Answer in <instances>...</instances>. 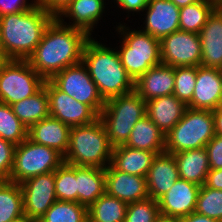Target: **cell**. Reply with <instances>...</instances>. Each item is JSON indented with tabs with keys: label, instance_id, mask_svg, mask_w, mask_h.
<instances>
[{
	"label": "cell",
	"instance_id": "obj_11",
	"mask_svg": "<svg viewBox=\"0 0 222 222\" xmlns=\"http://www.w3.org/2000/svg\"><path fill=\"white\" fill-rule=\"evenodd\" d=\"M161 64L172 67L201 66L200 36L187 31H175L160 40Z\"/></svg>",
	"mask_w": 222,
	"mask_h": 222
},
{
	"label": "cell",
	"instance_id": "obj_29",
	"mask_svg": "<svg viewBox=\"0 0 222 222\" xmlns=\"http://www.w3.org/2000/svg\"><path fill=\"white\" fill-rule=\"evenodd\" d=\"M128 204L107 194L88 207V222H124Z\"/></svg>",
	"mask_w": 222,
	"mask_h": 222
},
{
	"label": "cell",
	"instance_id": "obj_12",
	"mask_svg": "<svg viewBox=\"0 0 222 222\" xmlns=\"http://www.w3.org/2000/svg\"><path fill=\"white\" fill-rule=\"evenodd\" d=\"M25 217L39 221L57 201L54 171L37 175L20 183Z\"/></svg>",
	"mask_w": 222,
	"mask_h": 222
},
{
	"label": "cell",
	"instance_id": "obj_25",
	"mask_svg": "<svg viewBox=\"0 0 222 222\" xmlns=\"http://www.w3.org/2000/svg\"><path fill=\"white\" fill-rule=\"evenodd\" d=\"M180 179L202 186L210 171L206 148L190 149L173 154Z\"/></svg>",
	"mask_w": 222,
	"mask_h": 222
},
{
	"label": "cell",
	"instance_id": "obj_31",
	"mask_svg": "<svg viewBox=\"0 0 222 222\" xmlns=\"http://www.w3.org/2000/svg\"><path fill=\"white\" fill-rule=\"evenodd\" d=\"M217 6V0H200L180 8L179 29L199 34L210 14Z\"/></svg>",
	"mask_w": 222,
	"mask_h": 222
},
{
	"label": "cell",
	"instance_id": "obj_18",
	"mask_svg": "<svg viewBox=\"0 0 222 222\" xmlns=\"http://www.w3.org/2000/svg\"><path fill=\"white\" fill-rule=\"evenodd\" d=\"M202 47L201 66H222V9L217 6L199 33Z\"/></svg>",
	"mask_w": 222,
	"mask_h": 222
},
{
	"label": "cell",
	"instance_id": "obj_13",
	"mask_svg": "<svg viewBox=\"0 0 222 222\" xmlns=\"http://www.w3.org/2000/svg\"><path fill=\"white\" fill-rule=\"evenodd\" d=\"M50 116L72 126L88 125L99 116L86 104L76 101L59 90L50 80H46Z\"/></svg>",
	"mask_w": 222,
	"mask_h": 222
},
{
	"label": "cell",
	"instance_id": "obj_47",
	"mask_svg": "<svg viewBox=\"0 0 222 222\" xmlns=\"http://www.w3.org/2000/svg\"><path fill=\"white\" fill-rule=\"evenodd\" d=\"M9 61L10 58L6 55V53L4 51H0V71Z\"/></svg>",
	"mask_w": 222,
	"mask_h": 222
},
{
	"label": "cell",
	"instance_id": "obj_21",
	"mask_svg": "<svg viewBox=\"0 0 222 222\" xmlns=\"http://www.w3.org/2000/svg\"><path fill=\"white\" fill-rule=\"evenodd\" d=\"M180 179L173 154L156 155L146 175L149 197L158 200Z\"/></svg>",
	"mask_w": 222,
	"mask_h": 222
},
{
	"label": "cell",
	"instance_id": "obj_15",
	"mask_svg": "<svg viewBox=\"0 0 222 222\" xmlns=\"http://www.w3.org/2000/svg\"><path fill=\"white\" fill-rule=\"evenodd\" d=\"M147 2V6L144 9L147 13L145 14V26L142 31L161 40L163 37L180 30V8L173 2L170 0H153Z\"/></svg>",
	"mask_w": 222,
	"mask_h": 222
},
{
	"label": "cell",
	"instance_id": "obj_48",
	"mask_svg": "<svg viewBox=\"0 0 222 222\" xmlns=\"http://www.w3.org/2000/svg\"><path fill=\"white\" fill-rule=\"evenodd\" d=\"M158 222H181L180 219H168L161 217Z\"/></svg>",
	"mask_w": 222,
	"mask_h": 222
},
{
	"label": "cell",
	"instance_id": "obj_1",
	"mask_svg": "<svg viewBox=\"0 0 222 222\" xmlns=\"http://www.w3.org/2000/svg\"><path fill=\"white\" fill-rule=\"evenodd\" d=\"M89 38L85 31L66 26L55 17L27 61L35 72L50 80L63 69L82 62L83 49Z\"/></svg>",
	"mask_w": 222,
	"mask_h": 222
},
{
	"label": "cell",
	"instance_id": "obj_14",
	"mask_svg": "<svg viewBox=\"0 0 222 222\" xmlns=\"http://www.w3.org/2000/svg\"><path fill=\"white\" fill-rule=\"evenodd\" d=\"M200 187L183 179L173 183V186L157 200L161 217L181 219L193 213Z\"/></svg>",
	"mask_w": 222,
	"mask_h": 222
},
{
	"label": "cell",
	"instance_id": "obj_37",
	"mask_svg": "<svg viewBox=\"0 0 222 222\" xmlns=\"http://www.w3.org/2000/svg\"><path fill=\"white\" fill-rule=\"evenodd\" d=\"M160 218L158 201L148 197L128 203L124 222H158Z\"/></svg>",
	"mask_w": 222,
	"mask_h": 222
},
{
	"label": "cell",
	"instance_id": "obj_19",
	"mask_svg": "<svg viewBox=\"0 0 222 222\" xmlns=\"http://www.w3.org/2000/svg\"><path fill=\"white\" fill-rule=\"evenodd\" d=\"M174 70V67L164 64L151 67L134 82V91L145 102L173 94L175 84Z\"/></svg>",
	"mask_w": 222,
	"mask_h": 222
},
{
	"label": "cell",
	"instance_id": "obj_22",
	"mask_svg": "<svg viewBox=\"0 0 222 222\" xmlns=\"http://www.w3.org/2000/svg\"><path fill=\"white\" fill-rule=\"evenodd\" d=\"M104 0H71V2L56 17L62 24L85 31L90 37L94 26L102 18L105 8ZM63 16L73 21L67 25Z\"/></svg>",
	"mask_w": 222,
	"mask_h": 222
},
{
	"label": "cell",
	"instance_id": "obj_49",
	"mask_svg": "<svg viewBox=\"0 0 222 222\" xmlns=\"http://www.w3.org/2000/svg\"><path fill=\"white\" fill-rule=\"evenodd\" d=\"M36 220H32V219H29L27 217H24L16 222H35Z\"/></svg>",
	"mask_w": 222,
	"mask_h": 222
},
{
	"label": "cell",
	"instance_id": "obj_46",
	"mask_svg": "<svg viewBox=\"0 0 222 222\" xmlns=\"http://www.w3.org/2000/svg\"><path fill=\"white\" fill-rule=\"evenodd\" d=\"M173 2L178 8L185 7L187 5L194 4L200 0H170Z\"/></svg>",
	"mask_w": 222,
	"mask_h": 222
},
{
	"label": "cell",
	"instance_id": "obj_5",
	"mask_svg": "<svg viewBox=\"0 0 222 222\" xmlns=\"http://www.w3.org/2000/svg\"><path fill=\"white\" fill-rule=\"evenodd\" d=\"M135 30H130L121 23L116 27L118 34L122 35L117 52L133 82L151 67L161 64L160 40L142 30Z\"/></svg>",
	"mask_w": 222,
	"mask_h": 222
},
{
	"label": "cell",
	"instance_id": "obj_50",
	"mask_svg": "<svg viewBox=\"0 0 222 222\" xmlns=\"http://www.w3.org/2000/svg\"><path fill=\"white\" fill-rule=\"evenodd\" d=\"M218 6L222 9V0H217Z\"/></svg>",
	"mask_w": 222,
	"mask_h": 222
},
{
	"label": "cell",
	"instance_id": "obj_4",
	"mask_svg": "<svg viewBox=\"0 0 222 222\" xmlns=\"http://www.w3.org/2000/svg\"><path fill=\"white\" fill-rule=\"evenodd\" d=\"M113 147L102 121L72 126L68 150L63 157L69 165L106 168L111 163Z\"/></svg>",
	"mask_w": 222,
	"mask_h": 222
},
{
	"label": "cell",
	"instance_id": "obj_39",
	"mask_svg": "<svg viewBox=\"0 0 222 222\" xmlns=\"http://www.w3.org/2000/svg\"><path fill=\"white\" fill-rule=\"evenodd\" d=\"M210 169H222V136H215L205 145Z\"/></svg>",
	"mask_w": 222,
	"mask_h": 222
},
{
	"label": "cell",
	"instance_id": "obj_41",
	"mask_svg": "<svg viewBox=\"0 0 222 222\" xmlns=\"http://www.w3.org/2000/svg\"><path fill=\"white\" fill-rule=\"evenodd\" d=\"M70 2L71 0H38V4L54 17H57Z\"/></svg>",
	"mask_w": 222,
	"mask_h": 222
},
{
	"label": "cell",
	"instance_id": "obj_26",
	"mask_svg": "<svg viewBox=\"0 0 222 222\" xmlns=\"http://www.w3.org/2000/svg\"><path fill=\"white\" fill-rule=\"evenodd\" d=\"M77 202L90 207L106 192L105 168L76 166Z\"/></svg>",
	"mask_w": 222,
	"mask_h": 222
},
{
	"label": "cell",
	"instance_id": "obj_35",
	"mask_svg": "<svg viewBox=\"0 0 222 222\" xmlns=\"http://www.w3.org/2000/svg\"><path fill=\"white\" fill-rule=\"evenodd\" d=\"M194 212L222 222V190L202 185Z\"/></svg>",
	"mask_w": 222,
	"mask_h": 222
},
{
	"label": "cell",
	"instance_id": "obj_44",
	"mask_svg": "<svg viewBox=\"0 0 222 222\" xmlns=\"http://www.w3.org/2000/svg\"><path fill=\"white\" fill-rule=\"evenodd\" d=\"M180 220L181 222H219L215 219L200 215L196 212H193L186 217L181 218Z\"/></svg>",
	"mask_w": 222,
	"mask_h": 222
},
{
	"label": "cell",
	"instance_id": "obj_6",
	"mask_svg": "<svg viewBox=\"0 0 222 222\" xmlns=\"http://www.w3.org/2000/svg\"><path fill=\"white\" fill-rule=\"evenodd\" d=\"M146 112V102L135 91L105 101L99 119L113 148L126 144L135 124Z\"/></svg>",
	"mask_w": 222,
	"mask_h": 222
},
{
	"label": "cell",
	"instance_id": "obj_38",
	"mask_svg": "<svg viewBox=\"0 0 222 222\" xmlns=\"http://www.w3.org/2000/svg\"><path fill=\"white\" fill-rule=\"evenodd\" d=\"M16 145L0 137V182L9 181Z\"/></svg>",
	"mask_w": 222,
	"mask_h": 222
},
{
	"label": "cell",
	"instance_id": "obj_8",
	"mask_svg": "<svg viewBox=\"0 0 222 222\" xmlns=\"http://www.w3.org/2000/svg\"><path fill=\"white\" fill-rule=\"evenodd\" d=\"M64 162L56 150L26 138L16 145L10 182L22 183L37 175L53 172Z\"/></svg>",
	"mask_w": 222,
	"mask_h": 222
},
{
	"label": "cell",
	"instance_id": "obj_32",
	"mask_svg": "<svg viewBox=\"0 0 222 222\" xmlns=\"http://www.w3.org/2000/svg\"><path fill=\"white\" fill-rule=\"evenodd\" d=\"M39 222H88V208L78 202L57 200Z\"/></svg>",
	"mask_w": 222,
	"mask_h": 222
},
{
	"label": "cell",
	"instance_id": "obj_7",
	"mask_svg": "<svg viewBox=\"0 0 222 222\" xmlns=\"http://www.w3.org/2000/svg\"><path fill=\"white\" fill-rule=\"evenodd\" d=\"M214 136L212 110L187 108L182 119L165 135V152L204 148Z\"/></svg>",
	"mask_w": 222,
	"mask_h": 222
},
{
	"label": "cell",
	"instance_id": "obj_36",
	"mask_svg": "<svg viewBox=\"0 0 222 222\" xmlns=\"http://www.w3.org/2000/svg\"><path fill=\"white\" fill-rule=\"evenodd\" d=\"M197 67H175L174 70V91L173 95L188 105L192 101L196 85Z\"/></svg>",
	"mask_w": 222,
	"mask_h": 222
},
{
	"label": "cell",
	"instance_id": "obj_20",
	"mask_svg": "<svg viewBox=\"0 0 222 222\" xmlns=\"http://www.w3.org/2000/svg\"><path fill=\"white\" fill-rule=\"evenodd\" d=\"M70 128L60 120L48 116L28 128V138L56 150L64 157L69 146Z\"/></svg>",
	"mask_w": 222,
	"mask_h": 222
},
{
	"label": "cell",
	"instance_id": "obj_9",
	"mask_svg": "<svg viewBox=\"0 0 222 222\" xmlns=\"http://www.w3.org/2000/svg\"><path fill=\"white\" fill-rule=\"evenodd\" d=\"M45 81L27 60L10 59L0 71V102L11 106L37 93Z\"/></svg>",
	"mask_w": 222,
	"mask_h": 222
},
{
	"label": "cell",
	"instance_id": "obj_33",
	"mask_svg": "<svg viewBox=\"0 0 222 222\" xmlns=\"http://www.w3.org/2000/svg\"><path fill=\"white\" fill-rule=\"evenodd\" d=\"M0 137L19 145L28 138V128L15 116L12 107L0 102Z\"/></svg>",
	"mask_w": 222,
	"mask_h": 222
},
{
	"label": "cell",
	"instance_id": "obj_10",
	"mask_svg": "<svg viewBox=\"0 0 222 222\" xmlns=\"http://www.w3.org/2000/svg\"><path fill=\"white\" fill-rule=\"evenodd\" d=\"M50 81L76 101L88 105L99 116L105 101L82 62L56 73Z\"/></svg>",
	"mask_w": 222,
	"mask_h": 222
},
{
	"label": "cell",
	"instance_id": "obj_24",
	"mask_svg": "<svg viewBox=\"0 0 222 222\" xmlns=\"http://www.w3.org/2000/svg\"><path fill=\"white\" fill-rule=\"evenodd\" d=\"M156 155L151 151L120 145L113 148L110 164L118 171L146 177Z\"/></svg>",
	"mask_w": 222,
	"mask_h": 222
},
{
	"label": "cell",
	"instance_id": "obj_16",
	"mask_svg": "<svg viewBox=\"0 0 222 222\" xmlns=\"http://www.w3.org/2000/svg\"><path fill=\"white\" fill-rule=\"evenodd\" d=\"M106 193L128 203L149 197L146 177L116 170L111 164L105 168Z\"/></svg>",
	"mask_w": 222,
	"mask_h": 222
},
{
	"label": "cell",
	"instance_id": "obj_27",
	"mask_svg": "<svg viewBox=\"0 0 222 222\" xmlns=\"http://www.w3.org/2000/svg\"><path fill=\"white\" fill-rule=\"evenodd\" d=\"M125 145L134 149L151 151L158 155L165 152V135L145 115L135 124Z\"/></svg>",
	"mask_w": 222,
	"mask_h": 222
},
{
	"label": "cell",
	"instance_id": "obj_28",
	"mask_svg": "<svg viewBox=\"0 0 222 222\" xmlns=\"http://www.w3.org/2000/svg\"><path fill=\"white\" fill-rule=\"evenodd\" d=\"M15 116L27 127L50 116L49 98L44 86L32 96L11 105Z\"/></svg>",
	"mask_w": 222,
	"mask_h": 222
},
{
	"label": "cell",
	"instance_id": "obj_3",
	"mask_svg": "<svg viewBox=\"0 0 222 222\" xmlns=\"http://www.w3.org/2000/svg\"><path fill=\"white\" fill-rule=\"evenodd\" d=\"M82 63L104 101L134 91V82L122 65L116 49L90 37L83 49Z\"/></svg>",
	"mask_w": 222,
	"mask_h": 222
},
{
	"label": "cell",
	"instance_id": "obj_2",
	"mask_svg": "<svg viewBox=\"0 0 222 222\" xmlns=\"http://www.w3.org/2000/svg\"><path fill=\"white\" fill-rule=\"evenodd\" d=\"M55 17L38 4L35 8L0 17V43L10 59L27 60Z\"/></svg>",
	"mask_w": 222,
	"mask_h": 222
},
{
	"label": "cell",
	"instance_id": "obj_34",
	"mask_svg": "<svg viewBox=\"0 0 222 222\" xmlns=\"http://www.w3.org/2000/svg\"><path fill=\"white\" fill-rule=\"evenodd\" d=\"M54 179L57 200L77 202L76 165L63 162L54 171Z\"/></svg>",
	"mask_w": 222,
	"mask_h": 222
},
{
	"label": "cell",
	"instance_id": "obj_17",
	"mask_svg": "<svg viewBox=\"0 0 222 222\" xmlns=\"http://www.w3.org/2000/svg\"><path fill=\"white\" fill-rule=\"evenodd\" d=\"M222 95V73L220 68L197 67L196 85L191 109L215 110L220 106Z\"/></svg>",
	"mask_w": 222,
	"mask_h": 222
},
{
	"label": "cell",
	"instance_id": "obj_23",
	"mask_svg": "<svg viewBox=\"0 0 222 222\" xmlns=\"http://www.w3.org/2000/svg\"><path fill=\"white\" fill-rule=\"evenodd\" d=\"M187 105L173 94L146 102V115L166 135L183 117Z\"/></svg>",
	"mask_w": 222,
	"mask_h": 222
},
{
	"label": "cell",
	"instance_id": "obj_42",
	"mask_svg": "<svg viewBox=\"0 0 222 222\" xmlns=\"http://www.w3.org/2000/svg\"><path fill=\"white\" fill-rule=\"evenodd\" d=\"M117 6L126 10L128 14L130 12H143L147 6V0H114Z\"/></svg>",
	"mask_w": 222,
	"mask_h": 222
},
{
	"label": "cell",
	"instance_id": "obj_30",
	"mask_svg": "<svg viewBox=\"0 0 222 222\" xmlns=\"http://www.w3.org/2000/svg\"><path fill=\"white\" fill-rule=\"evenodd\" d=\"M24 217L20 184L0 182V222H16Z\"/></svg>",
	"mask_w": 222,
	"mask_h": 222
},
{
	"label": "cell",
	"instance_id": "obj_45",
	"mask_svg": "<svg viewBox=\"0 0 222 222\" xmlns=\"http://www.w3.org/2000/svg\"><path fill=\"white\" fill-rule=\"evenodd\" d=\"M214 115L215 134L222 136V106L212 110Z\"/></svg>",
	"mask_w": 222,
	"mask_h": 222
},
{
	"label": "cell",
	"instance_id": "obj_43",
	"mask_svg": "<svg viewBox=\"0 0 222 222\" xmlns=\"http://www.w3.org/2000/svg\"><path fill=\"white\" fill-rule=\"evenodd\" d=\"M204 185L213 189L222 190V169H210Z\"/></svg>",
	"mask_w": 222,
	"mask_h": 222
},
{
	"label": "cell",
	"instance_id": "obj_40",
	"mask_svg": "<svg viewBox=\"0 0 222 222\" xmlns=\"http://www.w3.org/2000/svg\"><path fill=\"white\" fill-rule=\"evenodd\" d=\"M37 5L38 0H32L30 3L27 0H0V17L6 14L28 11Z\"/></svg>",
	"mask_w": 222,
	"mask_h": 222
}]
</instances>
